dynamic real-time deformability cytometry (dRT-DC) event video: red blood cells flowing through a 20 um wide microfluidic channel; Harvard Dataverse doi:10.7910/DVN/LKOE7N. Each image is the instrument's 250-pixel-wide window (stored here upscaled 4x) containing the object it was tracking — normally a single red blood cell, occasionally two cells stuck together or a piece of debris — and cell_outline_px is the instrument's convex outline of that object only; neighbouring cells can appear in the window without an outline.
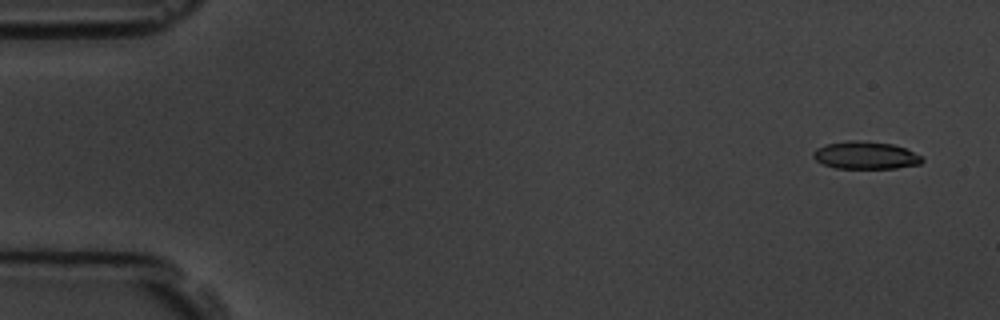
{"species": "common noctule bat (a hibernating species)", "species_latin": "Nyctalus noctula", "temperature_condition": "room temperature", "stored_images_in_passage": 4, "camera_frame_rate_fps": 3000, "um_per_image_px": 0.085, "animal": {"sex": "male", "body_mass_g": 19.5, "forearm_length_mm": 54.6}, "frame": {"image": 1, "passage_image": 1, "time_ms": 0.0, "image_size_px": [1000, 320], "cell_outline_px": [[924, 160], [920, 164], [896, 168], [836, 168], [824, 164], [816, 160], [812, 156], [812, 152], [816, 148], [824, 144], [848, 140], [856, 140], [892, 144], [904, 148], [920, 156]], "centroid_in_image_um": [73.52, 13.2], "position_along_channel_um": 11.5, "area_um2": 17.4}}